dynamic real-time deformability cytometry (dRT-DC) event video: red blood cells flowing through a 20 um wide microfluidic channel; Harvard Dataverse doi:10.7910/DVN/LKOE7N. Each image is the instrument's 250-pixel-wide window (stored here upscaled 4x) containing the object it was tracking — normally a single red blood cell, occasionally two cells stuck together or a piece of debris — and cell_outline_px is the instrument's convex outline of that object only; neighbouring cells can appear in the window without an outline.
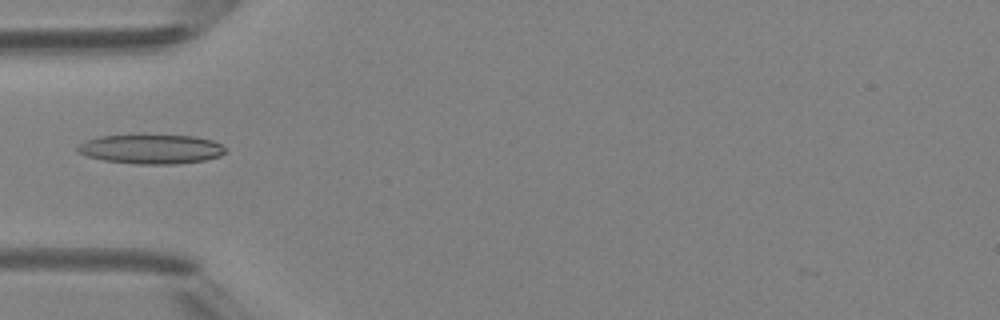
{"species": "Egyptian fruit bat (a non-hibernating species)", "species_latin": "Rousettus aegyptiacus", "temperature_condition": "room temperature", "stored_images_in_passage": 2, "camera_frame_rate_fps": 3000, "um_per_image_px": 0.085, "animal": {"sex": "female"}, "frame": {"image": 1, "passage_image": 2, "time_ms": 1.0, "image_size_px": [1000, 320], "cell_outline_px": [[228, 152], [220, 156], [204, 160], [176, 164], [136, 164], [104, 160], [88, 156], [76, 152], [76, 148], [80, 144], [88, 140], [100, 136], [196, 136], [212, 140], [228, 148]], "centroid_in_image_um": [12.9, 12.69], "position_along_channel_um": 72.1, "area_um2": 25.09}}